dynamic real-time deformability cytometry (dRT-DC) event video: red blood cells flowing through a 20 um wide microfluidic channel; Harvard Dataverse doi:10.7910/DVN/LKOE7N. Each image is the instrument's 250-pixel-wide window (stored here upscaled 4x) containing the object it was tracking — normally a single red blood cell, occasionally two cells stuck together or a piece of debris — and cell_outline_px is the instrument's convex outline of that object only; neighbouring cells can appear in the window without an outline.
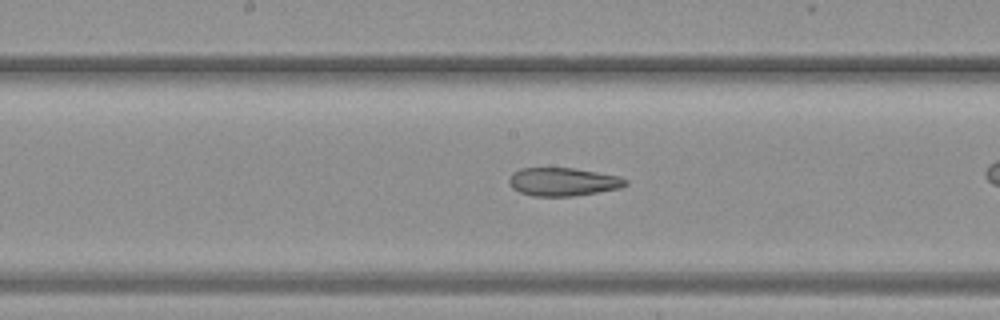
{"species": "common noctule bat (a hibernating species)", "species_latin": "Nyctalus noctula", "temperature_condition": "warm", "stored_images_in_passage": 19, "camera_frame_rate_fps": 3000, "um_per_image_px": 0.085, "animal": {"sex": "female", "body_mass_g": 19.3, "forearm_length_mm": 54.1}, "frame": {"image": 1, "passage_image": 9, "time_ms": 2.667, "image_size_px": [1000, 320], "cell_outline_px": [[628, 184], [620, 188], [572, 196], [532, 196], [520, 192], [512, 188], [508, 184], [508, 180], [512, 172], [520, 168], [576, 168], [620, 176], [628, 180]], "centroid_in_image_um": [47.84, 15.44], "position_along_channel_um": 200.4, "area_um2": 19.31}}
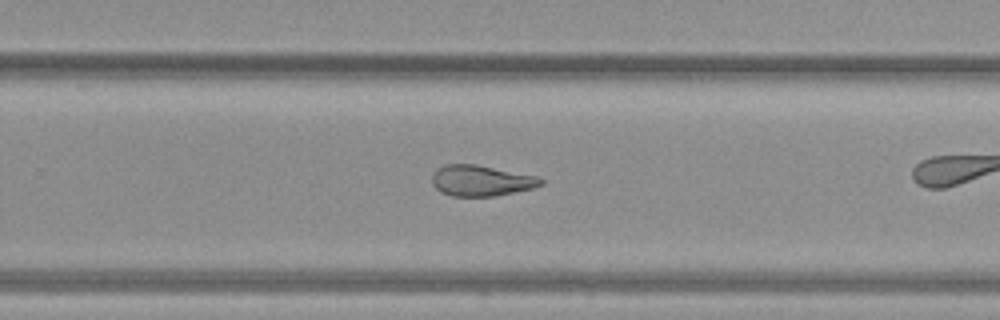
{"frame": {"image": 2, "passage_image": 14, "time_ms": 4.333, "image_size_px": [1000, 320], "cell_outline_px": [[544, 184], [536, 188], [492, 196], [452, 196], [440, 192], [432, 184], [432, 172], [444, 164], [476, 164], [536, 176], [544, 180]], "centroid_in_image_um": [40.88, 15.35], "position_along_channel_um": 288.9, "area_um2": 19.65}}
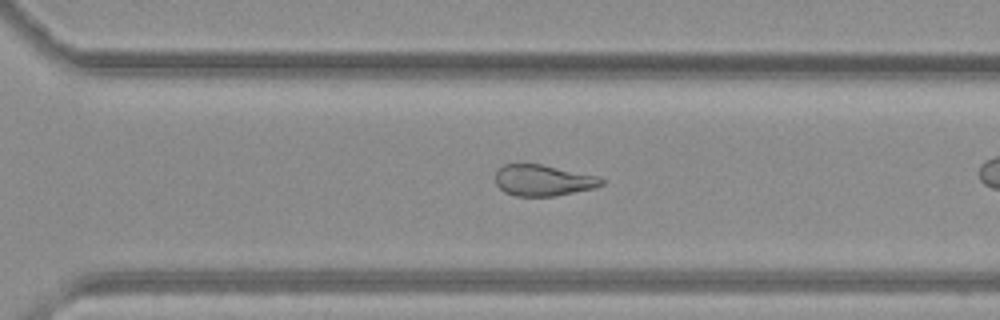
{"frame": {"image": 3, "passage_image": 16, "time_ms": 5.0, "image_size_px": [1000, 320], "cell_outline_px": [[604, 184], [596, 188], [556, 196], [512, 196], [504, 192], [496, 184], [496, 168], [504, 164], [540, 164], [600, 176], [604, 180]], "centroid_in_image_um": [46.18, 15.33], "position_along_channel_um": 324.4, "area_um2": 19.54}}